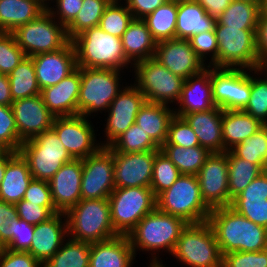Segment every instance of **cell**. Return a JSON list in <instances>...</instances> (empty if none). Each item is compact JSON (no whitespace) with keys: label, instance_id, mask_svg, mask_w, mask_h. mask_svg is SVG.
I'll list each match as a JSON object with an SVG mask.
<instances>
[{"label":"cell","instance_id":"obj_5","mask_svg":"<svg viewBox=\"0 0 267 267\" xmlns=\"http://www.w3.org/2000/svg\"><path fill=\"white\" fill-rule=\"evenodd\" d=\"M157 209L187 223L208 221L211 210L204 203L196 175L181 174L175 183L156 197Z\"/></svg>","mask_w":267,"mask_h":267},{"label":"cell","instance_id":"obj_45","mask_svg":"<svg viewBox=\"0 0 267 267\" xmlns=\"http://www.w3.org/2000/svg\"><path fill=\"white\" fill-rule=\"evenodd\" d=\"M121 0H112L105 8L99 21V27L113 36L121 38L133 21V14L127 6L119 3Z\"/></svg>","mask_w":267,"mask_h":267},{"label":"cell","instance_id":"obj_41","mask_svg":"<svg viewBox=\"0 0 267 267\" xmlns=\"http://www.w3.org/2000/svg\"><path fill=\"white\" fill-rule=\"evenodd\" d=\"M109 147L114 152L123 153H141L160 150V147L136 123L132 124L125 132L119 135Z\"/></svg>","mask_w":267,"mask_h":267},{"label":"cell","instance_id":"obj_39","mask_svg":"<svg viewBox=\"0 0 267 267\" xmlns=\"http://www.w3.org/2000/svg\"><path fill=\"white\" fill-rule=\"evenodd\" d=\"M8 78L13 101L36 96L41 93L31 57L26 56L24 60L11 71Z\"/></svg>","mask_w":267,"mask_h":267},{"label":"cell","instance_id":"obj_52","mask_svg":"<svg viewBox=\"0 0 267 267\" xmlns=\"http://www.w3.org/2000/svg\"><path fill=\"white\" fill-rule=\"evenodd\" d=\"M189 41L192 48L195 50L196 55L201 59L203 63L206 60H210V66L217 59L218 43L215 31H206L199 33L192 36ZM205 55L209 57L211 56V59H208Z\"/></svg>","mask_w":267,"mask_h":267},{"label":"cell","instance_id":"obj_59","mask_svg":"<svg viewBox=\"0 0 267 267\" xmlns=\"http://www.w3.org/2000/svg\"><path fill=\"white\" fill-rule=\"evenodd\" d=\"M256 46L261 67H267V16H260L256 29Z\"/></svg>","mask_w":267,"mask_h":267},{"label":"cell","instance_id":"obj_32","mask_svg":"<svg viewBox=\"0 0 267 267\" xmlns=\"http://www.w3.org/2000/svg\"><path fill=\"white\" fill-rule=\"evenodd\" d=\"M121 40L124 54L131 62L130 68L138 61L154 57L157 42L142 19H133Z\"/></svg>","mask_w":267,"mask_h":267},{"label":"cell","instance_id":"obj_34","mask_svg":"<svg viewBox=\"0 0 267 267\" xmlns=\"http://www.w3.org/2000/svg\"><path fill=\"white\" fill-rule=\"evenodd\" d=\"M263 125L258 119L242 110H223L224 152L251 137Z\"/></svg>","mask_w":267,"mask_h":267},{"label":"cell","instance_id":"obj_49","mask_svg":"<svg viewBox=\"0 0 267 267\" xmlns=\"http://www.w3.org/2000/svg\"><path fill=\"white\" fill-rule=\"evenodd\" d=\"M164 144H173L184 148L200 145L197 135L188 122L177 115H174L170 121L167 139Z\"/></svg>","mask_w":267,"mask_h":267},{"label":"cell","instance_id":"obj_43","mask_svg":"<svg viewBox=\"0 0 267 267\" xmlns=\"http://www.w3.org/2000/svg\"><path fill=\"white\" fill-rule=\"evenodd\" d=\"M112 0H83V5L76 18L66 27L70 40L88 28L99 25L105 8Z\"/></svg>","mask_w":267,"mask_h":267},{"label":"cell","instance_id":"obj_21","mask_svg":"<svg viewBox=\"0 0 267 267\" xmlns=\"http://www.w3.org/2000/svg\"><path fill=\"white\" fill-rule=\"evenodd\" d=\"M39 88L54 86L77 69L76 52L72 41L58 51L31 57Z\"/></svg>","mask_w":267,"mask_h":267},{"label":"cell","instance_id":"obj_26","mask_svg":"<svg viewBox=\"0 0 267 267\" xmlns=\"http://www.w3.org/2000/svg\"><path fill=\"white\" fill-rule=\"evenodd\" d=\"M178 109H174L175 115L183 117L185 114L207 111L215 107L210 82V66L202 72L185 79Z\"/></svg>","mask_w":267,"mask_h":267},{"label":"cell","instance_id":"obj_30","mask_svg":"<svg viewBox=\"0 0 267 267\" xmlns=\"http://www.w3.org/2000/svg\"><path fill=\"white\" fill-rule=\"evenodd\" d=\"M216 20L196 0H178L176 39L189 40L206 31H215Z\"/></svg>","mask_w":267,"mask_h":267},{"label":"cell","instance_id":"obj_35","mask_svg":"<svg viewBox=\"0 0 267 267\" xmlns=\"http://www.w3.org/2000/svg\"><path fill=\"white\" fill-rule=\"evenodd\" d=\"M178 0H168L142 20L156 42L176 38Z\"/></svg>","mask_w":267,"mask_h":267},{"label":"cell","instance_id":"obj_12","mask_svg":"<svg viewBox=\"0 0 267 267\" xmlns=\"http://www.w3.org/2000/svg\"><path fill=\"white\" fill-rule=\"evenodd\" d=\"M17 45L26 56L54 52L65 47L71 40L66 27L46 10L38 18L12 32Z\"/></svg>","mask_w":267,"mask_h":267},{"label":"cell","instance_id":"obj_23","mask_svg":"<svg viewBox=\"0 0 267 267\" xmlns=\"http://www.w3.org/2000/svg\"><path fill=\"white\" fill-rule=\"evenodd\" d=\"M64 221H62V219ZM68 237L65 213H55L48 220L34 226V238L29 252L42 265L50 259Z\"/></svg>","mask_w":267,"mask_h":267},{"label":"cell","instance_id":"obj_8","mask_svg":"<svg viewBox=\"0 0 267 267\" xmlns=\"http://www.w3.org/2000/svg\"><path fill=\"white\" fill-rule=\"evenodd\" d=\"M19 152L28 162L32 178L47 182L65 163L73 160L52 129L23 141Z\"/></svg>","mask_w":267,"mask_h":267},{"label":"cell","instance_id":"obj_56","mask_svg":"<svg viewBox=\"0 0 267 267\" xmlns=\"http://www.w3.org/2000/svg\"><path fill=\"white\" fill-rule=\"evenodd\" d=\"M0 267H42L29 252L0 248Z\"/></svg>","mask_w":267,"mask_h":267},{"label":"cell","instance_id":"obj_46","mask_svg":"<svg viewBox=\"0 0 267 267\" xmlns=\"http://www.w3.org/2000/svg\"><path fill=\"white\" fill-rule=\"evenodd\" d=\"M181 175L178 168L159 150L153 162L152 179L150 188L157 197L161 192L171 187Z\"/></svg>","mask_w":267,"mask_h":267},{"label":"cell","instance_id":"obj_58","mask_svg":"<svg viewBox=\"0 0 267 267\" xmlns=\"http://www.w3.org/2000/svg\"><path fill=\"white\" fill-rule=\"evenodd\" d=\"M134 19H143L168 0H124Z\"/></svg>","mask_w":267,"mask_h":267},{"label":"cell","instance_id":"obj_18","mask_svg":"<svg viewBox=\"0 0 267 267\" xmlns=\"http://www.w3.org/2000/svg\"><path fill=\"white\" fill-rule=\"evenodd\" d=\"M153 58L183 79L199 74L208 66L196 55L190 41L184 39L157 42Z\"/></svg>","mask_w":267,"mask_h":267},{"label":"cell","instance_id":"obj_24","mask_svg":"<svg viewBox=\"0 0 267 267\" xmlns=\"http://www.w3.org/2000/svg\"><path fill=\"white\" fill-rule=\"evenodd\" d=\"M81 68L62 79L58 84L41 90L44 104L55 117L78 115V97Z\"/></svg>","mask_w":267,"mask_h":267},{"label":"cell","instance_id":"obj_44","mask_svg":"<svg viewBox=\"0 0 267 267\" xmlns=\"http://www.w3.org/2000/svg\"><path fill=\"white\" fill-rule=\"evenodd\" d=\"M253 71L258 76L260 74L263 76L262 73H265L264 79L251 75L250 99L242 111L258 119L262 124L267 125V76H265L267 75V67H260L253 69Z\"/></svg>","mask_w":267,"mask_h":267},{"label":"cell","instance_id":"obj_33","mask_svg":"<svg viewBox=\"0 0 267 267\" xmlns=\"http://www.w3.org/2000/svg\"><path fill=\"white\" fill-rule=\"evenodd\" d=\"M46 10L36 0H0V32L12 33Z\"/></svg>","mask_w":267,"mask_h":267},{"label":"cell","instance_id":"obj_31","mask_svg":"<svg viewBox=\"0 0 267 267\" xmlns=\"http://www.w3.org/2000/svg\"><path fill=\"white\" fill-rule=\"evenodd\" d=\"M169 107L170 105L167 106L146 101L140 108L135 119V123L138 124L159 147L166 142L169 124L175 115L174 108Z\"/></svg>","mask_w":267,"mask_h":267},{"label":"cell","instance_id":"obj_51","mask_svg":"<svg viewBox=\"0 0 267 267\" xmlns=\"http://www.w3.org/2000/svg\"><path fill=\"white\" fill-rule=\"evenodd\" d=\"M15 207L18 217L34 226L58 213L54 206H40L23 199Z\"/></svg>","mask_w":267,"mask_h":267},{"label":"cell","instance_id":"obj_61","mask_svg":"<svg viewBox=\"0 0 267 267\" xmlns=\"http://www.w3.org/2000/svg\"><path fill=\"white\" fill-rule=\"evenodd\" d=\"M13 99L10 91L8 75L0 73V105H12Z\"/></svg>","mask_w":267,"mask_h":267},{"label":"cell","instance_id":"obj_25","mask_svg":"<svg viewBox=\"0 0 267 267\" xmlns=\"http://www.w3.org/2000/svg\"><path fill=\"white\" fill-rule=\"evenodd\" d=\"M230 207L267 229V174L262 172L235 198Z\"/></svg>","mask_w":267,"mask_h":267},{"label":"cell","instance_id":"obj_68","mask_svg":"<svg viewBox=\"0 0 267 267\" xmlns=\"http://www.w3.org/2000/svg\"><path fill=\"white\" fill-rule=\"evenodd\" d=\"M263 172L267 174V160H266V163H265V166H264Z\"/></svg>","mask_w":267,"mask_h":267},{"label":"cell","instance_id":"obj_40","mask_svg":"<svg viewBox=\"0 0 267 267\" xmlns=\"http://www.w3.org/2000/svg\"><path fill=\"white\" fill-rule=\"evenodd\" d=\"M67 239L42 267H89L90 244L70 237Z\"/></svg>","mask_w":267,"mask_h":267},{"label":"cell","instance_id":"obj_20","mask_svg":"<svg viewBox=\"0 0 267 267\" xmlns=\"http://www.w3.org/2000/svg\"><path fill=\"white\" fill-rule=\"evenodd\" d=\"M19 138H34L52 128L55 116L43 102L41 95L17 99L11 105Z\"/></svg>","mask_w":267,"mask_h":267},{"label":"cell","instance_id":"obj_42","mask_svg":"<svg viewBox=\"0 0 267 267\" xmlns=\"http://www.w3.org/2000/svg\"><path fill=\"white\" fill-rule=\"evenodd\" d=\"M237 157L257 164L262 170L267 160V125L230 149Z\"/></svg>","mask_w":267,"mask_h":267},{"label":"cell","instance_id":"obj_14","mask_svg":"<svg viewBox=\"0 0 267 267\" xmlns=\"http://www.w3.org/2000/svg\"><path fill=\"white\" fill-rule=\"evenodd\" d=\"M115 189L113 150L101 147L83 159L81 199H105Z\"/></svg>","mask_w":267,"mask_h":267},{"label":"cell","instance_id":"obj_7","mask_svg":"<svg viewBox=\"0 0 267 267\" xmlns=\"http://www.w3.org/2000/svg\"><path fill=\"white\" fill-rule=\"evenodd\" d=\"M122 70L111 68H81V84L78 97V115L90 117L98 111L105 112L122 91Z\"/></svg>","mask_w":267,"mask_h":267},{"label":"cell","instance_id":"obj_48","mask_svg":"<svg viewBox=\"0 0 267 267\" xmlns=\"http://www.w3.org/2000/svg\"><path fill=\"white\" fill-rule=\"evenodd\" d=\"M22 142L11 105H0V144L8 151L19 152Z\"/></svg>","mask_w":267,"mask_h":267},{"label":"cell","instance_id":"obj_38","mask_svg":"<svg viewBox=\"0 0 267 267\" xmlns=\"http://www.w3.org/2000/svg\"><path fill=\"white\" fill-rule=\"evenodd\" d=\"M228 155V191L229 204L241 193L263 170L254 163L237 157L231 150Z\"/></svg>","mask_w":267,"mask_h":267},{"label":"cell","instance_id":"obj_28","mask_svg":"<svg viewBox=\"0 0 267 267\" xmlns=\"http://www.w3.org/2000/svg\"><path fill=\"white\" fill-rule=\"evenodd\" d=\"M135 253L127 235L90 244L89 267H132Z\"/></svg>","mask_w":267,"mask_h":267},{"label":"cell","instance_id":"obj_57","mask_svg":"<svg viewBox=\"0 0 267 267\" xmlns=\"http://www.w3.org/2000/svg\"><path fill=\"white\" fill-rule=\"evenodd\" d=\"M23 200L40 206H54L47 181L32 179L26 189Z\"/></svg>","mask_w":267,"mask_h":267},{"label":"cell","instance_id":"obj_22","mask_svg":"<svg viewBox=\"0 0 267 267\" xmlns=\"http://www.w3.org/2000/svg\"><path fill=\"white\" fill-rule=\"evenodd\" d=\"M83 159L65 163L48 181L51 198L58 212L66 213L81 200Z\"/></svg>","mask_w":267,"mask_h":267},{"label":"cell","instance_id":"obj_67","mask_svg":"<svg viewBox=\"0 0 267 267\" xmlns=\"http://www.w3.org/2000/svg\"><path fill=\"white\" fill-rule=\"evenodd\" d=\"M148 267H165V265L163 266L162 264H150Z\"/></svg>","mask_w":267,"mask_h":267},{"label":"cell","instance_id":"obj_63","mask_svg":"<svg viewBox=\"0 0 267 267\" xmlns=\"http://www.w3.org/2000/svg\"><path fill=\"white\" fill-rule=\"evenodd\" d=\"M260 9H261L260 16H267V0H262Z\"/></svg>","mask_w":267,"mask_h":267},{"label":"cell","instance_id":"obj_29","mask_svg":"<svg viewBox=\"0 0 267 267\" xmlns=\"http://www.w3.org/2000/svg\"><path fill=\"white\" fill-rule=\"evenodd\" d=\"M29 165L20 152L8 151V163L0 184V200L16 204L24 197L32 180Z\"/></svg>","mask_w":267,"mask_h":267},{"label":"cell","instance_id":"obj_37","mask_svg":"<svg viewBox=\"0 0 267 267\" xmlns=\"http://www.w3.org/2000/svg\"><path fill=\"white\" fill-rule=\"evenodd\" d=\"M160 150L174 163L181 174L197 175L207 157L211 154L202 146L184 148L173 144H163Z\"/></svg>","mask_w":267,"mask_h":267},{"label":"cell","instance_id":"obj_15","mask_svg":"<svg viewBox=\"0 0 267 267\" xmlns=\"http://www.w3.org/2000/svg\"><path fill=\"white\" fill-rule=\"evenodd\" d=\"M83 115L55 117L52 130L73 159H85L102 146L96 141L93 124Z\"/></svg>","mask_w":267,"mask_h":267},{"label":"cell","instance_id":"obj_9","mask_svg":"<svg viewBox=\"0 0 267 267\" xmlns=\"http://www.w3.org/2000/svg\"><path fill=\"white\" fill-rule=\"evenodd\" d=\"M218 43L217 59L210 65L216 68H260L256 46V30H240L215 25Z\"/></svg>","mask_w":267,"mask_h":267},{"label":"cell","instance_id":"obj_64","mask_svg":"<svg viewBox=\"0 0 267 267\" xmlns=\"http://www.w3.org/2000/svg\"><path fill=\"white\" fill-rule=\"evenodd\" d=\"M38 1L43 7H45L46 9L49 7L50 3L49 1L50 0H36ZM48 1V2H47ZM54 1V0H51V2ZM49 3V4H48Z\"/></svg>","mask_w":267,"mask_h":267},{"label":"cell","instance_id":"obj_1","mask_svg":"<svg viewBox=\"0 0 267 267\" xmlns=\"http://www.w3.org/2000/svg\"><path fill=\"white\" fill-rule=\"evenodd\" d=\"M211 225L222 256L233 251L267 249V229L255 224L230 206L211 210Z\"/></svg>","mask_w":267,"mask_h":267},{"label":"cell","instance_id":"obj_50","mask_svg":"<svg viewBox=\"0 0 267 267\" xmlns=\"http://www.w3.org/2000/svg\"><path fill=\"white\" fill-rule=\"evenodd\" d=\"M222 267H267V249L226 253L223 255Z\"/></svg>","mask_w":267,"mask_h":267},{"label":"cell","instance_id":"obj_10","mask_svg":"<svg viewBox=\"0 0 267 267\" xmlns=\"http://www.w3.org/2000/svg\"><path fill=\"white\" fill-rule=\"evenodd\" d=\"M132 68L136 76L133 85L147 102L167 106L169 103H178L185 79L173 74L155 58L138 61Z\"/></svg>","mask_w":267,"mask_h":267},{"label":"cell","instance_id":"obj_36","mask_svg":"<svg viewBox=\"0 0 267 267\" xmlns=\"http://www.w3.org/2000/svg\"><path fill=\"white\" fill-rule=\"evenodd\" d=\"M261 15L260 5L242 0H232L216 24L240 30H256Z\"/></svg>","mask_w":267,"mask_h":267},{"label":"cell","instance_id":"obj_2","mask_svg":"<svg viewBox=\"0 0 267 267\" xmlns=\"http://www.w3.org/2000/svg\"><path fill=\"white\" fill-rule=\"evenodd\" d=\"M187 224L182 218L163 213L156 208L153 212L146 214L127 237L135 255L138 249L151 251L150 264H162L161 258L157 259L159 257L156 255H159L160 250L172 254Z\"/></svg>","mask_w":267,"mask_h":267},{"label":"cell","instance_id":"obj_6","mask_svg":"<svg viewBox=\"0 0 267 267\" xmlns=\"http://www.w3.org/2000/svg\"><path fill=\"white\" fill-rule=\"evenodd\" d=\"M171 255L189 267H222L223 256L208 221L188 223Z\"/></svg>","mask_w":267,"mask_h":267},{"label":"cell","instance_id":"obj_55","mask_svg":"<svg viewBox=\"0 0 267 267\" xmlns=\"http://www.w3.org/2000/svg\"><path fill=\"white\" fill-rule=\"evenodd\" d=\"M53 2H56L55 8L49 6L47 10L60 24L65 27H67L76 18L83 5V0H55Z\"/></svg>","mask_w":267,"mask_h":267},{"label":"cell","instance_id":"obj_16","mask_svg":"<svg viewBox=\"0 0 267 267\" xmlns=\"http://www.w3.org/2000/svg\"><path fill=\"white\" fill-rule=\"evenodd\" d=\"M196 176L202 199L210 210L230 206L227 151L211 153Z\"/></svg>","mask_w":267,"mask_h":267},{"label":"cell","instance_id":"obj_19","mask_svg":"<svg viewBox=\"0 0 267 267\" xmlns=\"http://www.w3.org/2000/svg\"><path fill=\"white\" fill-rule=\"evenodd\" d=\"M158 151L141 153L113 151L115 187H150L153 162Z\"/></svg>","mask_w":267,"mask_h":267},{"label":"cell","instance_id":"obj_47","mask_svg":"<svg viewBox=\"0 0 267 267\" xmlns=\"http://www.w3.org/2000/svg\"><path fill=\"white\" fill-rule=\"evenodd\" d=\"M25 57L14 35L0 32V73L9 75Z\"/></svg>","mask_w":267,"mask_h":267},{"label":"cell","instance_id":"obj_62","mask_svg":"<svg viewBox=\"0 0 267 267\" xmlns=\"http://www.w3.org/2000/svg\"><path fill=\"white\" fill-rule=\"evenodd\" d=\"M7 163H8V151L0 158V184L3 180Z\"/></svg>","mask_w":267,"mask_h":267},{"label":"cell","instance_id":"obj_13","mask_svg":"<svg viewBox=\"0 0 267 267\" xmlns=\"http://www.w3.org/2000/svg\"><path fill=\"white\" fill-rule=\"evenodd\" d=\"M252 71L210 66V82L215 106L222 110H243L250 99Z\"/></svg>","mask_w":267,"mask_h":267},{"label":"cell","instance_id":"obj_60","mask_svg":"<svg viewBox=\"0 0 267 267\" xmlns=\"http://www.w3.org/2000/svg\"><path fill=\"white\" fill-rule=\"evenodd\" d=\"M214 20H218L232 0H196Z\"/></svg>","mask_w":267,"mask_h":267},{"label":"cell","instance_id":"obj_17","mask_svg":"<svg viewBox=\"0 0 267 267\" xmlns=\"http://www.w3.org/2000/svg\"><path fill=\"white\" fill-rule=\"evenodd\" d=\"M110 104L104 134L106 140L102 147H108L119 135L135 123L140 108L146 102L145 96L134 85L125 86Z\"/></svg>","mask_w":267,"mask_h":267},{"label":"cell","instance_id":"obj_3","mask_svg":"<svg viewBox=\"0 0 267 267\" xmlns=\"http://www.w3.org/2000/svg\"><path fill=\"white\" fill-rule=\"evenodd\" d=\"M71 41L77 67L123 70L131 63L124 54L121 38L106 33L99 26L84 30Z\"/></svg>","mask_w":267,"mask_h":267},{"label":"cell","instance_id":"obj_53","mask_svg":"<svg viewBox=\"0 0 267 267\" xmlns=\"http://www.w3.org/2000/svg\"><path fill=\"white\" fill-rule=\"evenodd\" d=\"M34 238V225L21 220L19 217L14 218V232L11 242L5 247L12 251L27 252L30 249Z\"/></svg>","mask_w":267,"mask_h":267},{"label":"cell","instance_id":"obj_4","mask_svg":"<svg viewBox=\"0 0 267 267\" xmlns=\"http://www.w3.org/2000/svg\"><path fill=\"white\" fill-rule=\"evenodd\" d=\"M68 237L88 244L112 239L115 232L108 198L81 199L66 213Z\"/></svg>","mask_w":267,"mask_h":267},{"label":"cell","instance_id":"obj_54","mask_svg":"<svg viewBox=\"0 0 267 267\" xmlns=\"http://www.w3.org/2000/svg\"><path fill=\"white\" fill-rule=\"evenodd\" d=\"M16 217L18 214L15 204L0 200V248H5L11 242Z\"/></svg>","mask_w":267,"mask_h":267},{"label":"cell","instance_id":"obj_66","mask_svg":"<svg viewBox=\"0 0 267 267\" xmlns=\"http://www.w3.org/2000/svg\"><path fill=\"white\" fill-rule=\"evenodd\" d=\"M242 1H247V2H250V3H256V4H259V5H261V2H262V0H242Z\"/></svg>","mask_w":267,"mask_h":267},{"label":"cell","instance_id":"obj_65","mask_svg":"<svg viewBox=\"0 0 267 267\" xmlns=\"http://www.w3.org/2000/svg\"><path fill=\"white\" fill-rule=\"evenodd\" d=\"M7 151H8V150L0 144V158H1Z\"/></svg>","mask_w":267,"mask_h":267},{"label":"cell","instance_id":"obj_11","mask_svg":"<svg viewBox=\"0 0 267 267\" xmlns=\"http://www.w3.org/2000/svg\"><path fill=\"white\" fill-rule=\"evenodd\" d=\"M108 200L112 225L118 235H128L146 214L157 208L150 187H115Z\"/></svg>","mask_w":267,"mask_h":267},{"label":"cell","instance_id":"obj_27","mask_svg":"<svg viewBox=\"0 0 267 267\" xmlns=\"http://www.w3.org/2000/svg\"><path fill=\"white\" fill-rule=\"evenodd\" d=\"M183 118L197 135L200 146L210 153L224 152L221 108L215 106L207 111L185 114Z\"/></svg>","mask_w":267,"mask_h":267}]
</instances>
